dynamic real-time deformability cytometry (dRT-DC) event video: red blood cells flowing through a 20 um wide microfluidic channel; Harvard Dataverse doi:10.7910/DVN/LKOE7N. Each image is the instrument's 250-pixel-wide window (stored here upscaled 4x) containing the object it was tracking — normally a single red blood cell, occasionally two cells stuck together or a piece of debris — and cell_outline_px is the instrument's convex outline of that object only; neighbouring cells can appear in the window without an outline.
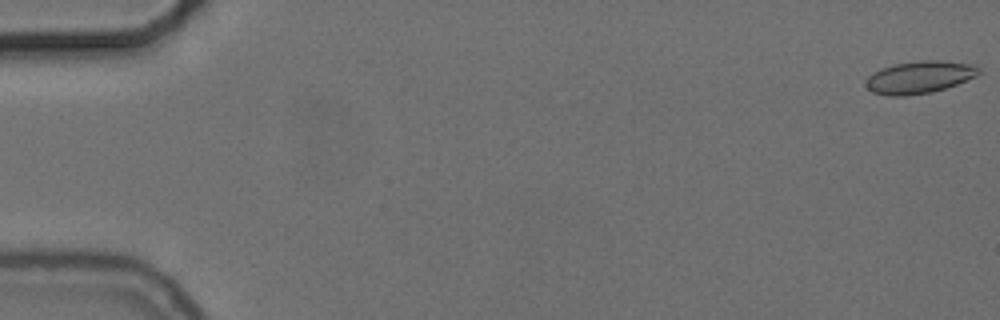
{"species": "common noctule bat (a hibernating species)", "species_latin": "Nyctalus noctula", "temperature_condition": "cold", "stored_images_in_passage": 56, "camera_frame_rate_fps": 3000, "um_per_image_px": 0.085, "animal": {"sex": "female", "body_mass_g": 24.6, "forearm_length_mm": 56.2}, "frame": {"image": 1, "passage_image": 1, "time_ms": 0.0, "image_size_px": [1000, 320], "cell_outline_px": [[980, 72], [976, 76], [956, 84], [932, 92], [904, 96], [888, 96], [872, 92], [864, 84], [864, 80], [872, 72], [880, 68], [896, 64], [920, 60], [944, 60], [968, 64], [980, 68]], "centroid_in_image_um": [78.09, 6.56], "position_along_channel_um": 6.9, "area_um2": 21.33}}
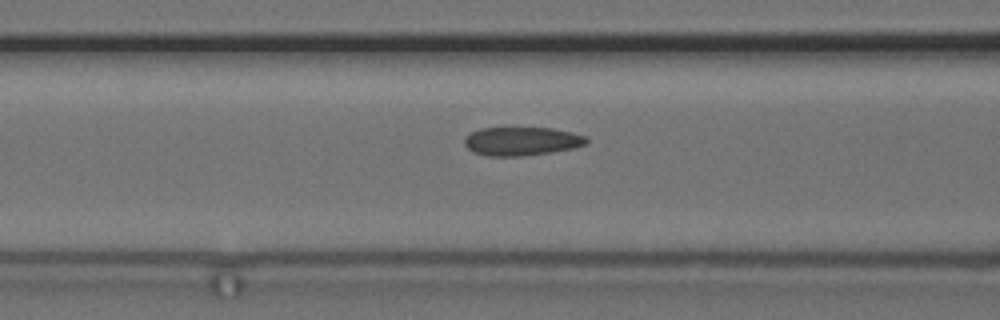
{"frame": {"image": 2, "passage_image": 23, "time_ms": 7.333, "image_size_px": [1000, 320], "cell_outline_px": [[588, 144], [576, 148], [552, 152], [520, 156], [488, 156], [472, 152], [464, 144], [464, 140], [472, 132], [480, 128], [552, 128], [572, 132], [588, 136]], "centroid_in_image_um": [44.4, 12.01], "position_along_channel_um": 122.2, "area_um2": 20.46}}
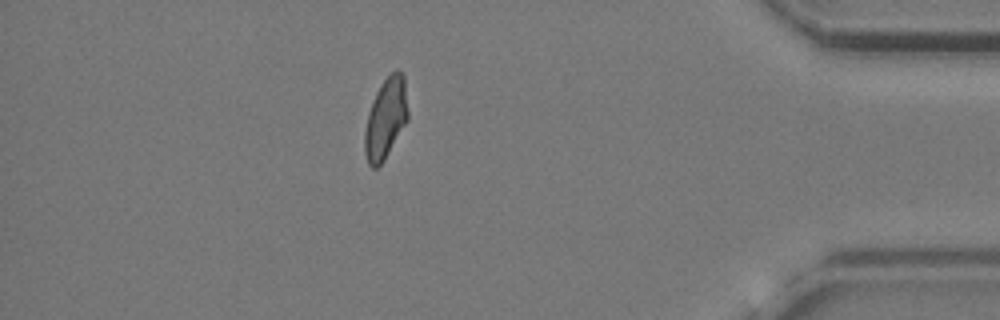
{"frame": {"image": 3, "passage_image": 49, "time_ms": 16.0, "image_size_px": [1000, 320], "cell_outline_px": [[408, 120], [384, 160], [376, 168], [372, 168], [368, 164], [364, 152], [364, 132], [368, 112], [376, 92], [380, 84], [392, 72], [400, 72], [404, 76], [408, 112]], "centroid_in_image_um": [32.77, 10.1], "position_along_channel_um": 402.4, "area_um2": 20.23}, "authors_computed_cell_mechanics": {"area_um2": 20.3456, "velocity_mm_per_s": 3.717, "shape_relaxation_time_tau1_ms": 5.6022, "shape_relaxation_time_tau2_ms": 1.348, "deformation_change_tau1": 0.1166, "deformation_change_tau2": 0.0656}}